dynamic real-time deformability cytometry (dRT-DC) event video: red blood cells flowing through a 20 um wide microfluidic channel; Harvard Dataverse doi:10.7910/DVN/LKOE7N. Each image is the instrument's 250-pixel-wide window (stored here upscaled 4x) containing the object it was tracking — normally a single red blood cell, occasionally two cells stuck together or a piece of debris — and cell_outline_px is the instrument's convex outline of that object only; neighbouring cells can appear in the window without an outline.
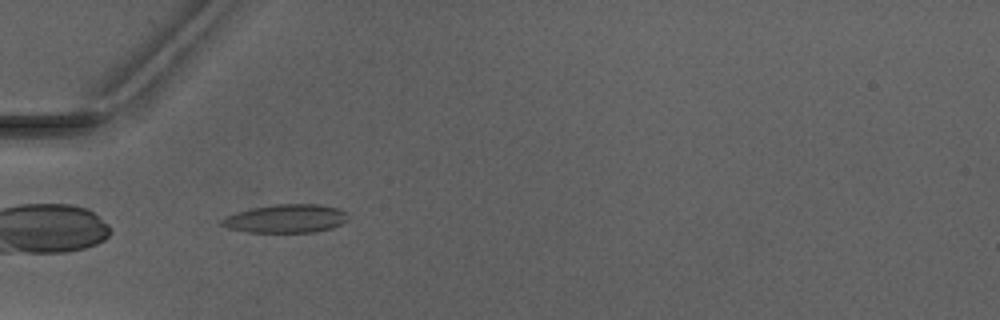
{"species": "Egyptian fruit bat (a non-hibernating species)", "species_latin": "Rousettus aegyptiacus", "temperature_condition": "warm", "stored_images_in_passage": 6, "camera_frame_rate_fps": 3000, "um_per_image_px": 0.085, "animal": {"sex": "male"}, "frame": {"image": 1, "passage_image": 5, "time_ms": 4.667, "image_size_px": [1000, 320], "cell_outline_px": [[348, 220], [332, 228], [312, 232], [248, 232], [228, 228], [220, 224], [220, 220], [228, 216], [252, 208], [276, 204], [320, 204], [336, 208], [344, 212]], "centroid_in_image_um": [24.3, 18.58], "position_along_channel_um": 60.7, "area_um2": 20.58}}